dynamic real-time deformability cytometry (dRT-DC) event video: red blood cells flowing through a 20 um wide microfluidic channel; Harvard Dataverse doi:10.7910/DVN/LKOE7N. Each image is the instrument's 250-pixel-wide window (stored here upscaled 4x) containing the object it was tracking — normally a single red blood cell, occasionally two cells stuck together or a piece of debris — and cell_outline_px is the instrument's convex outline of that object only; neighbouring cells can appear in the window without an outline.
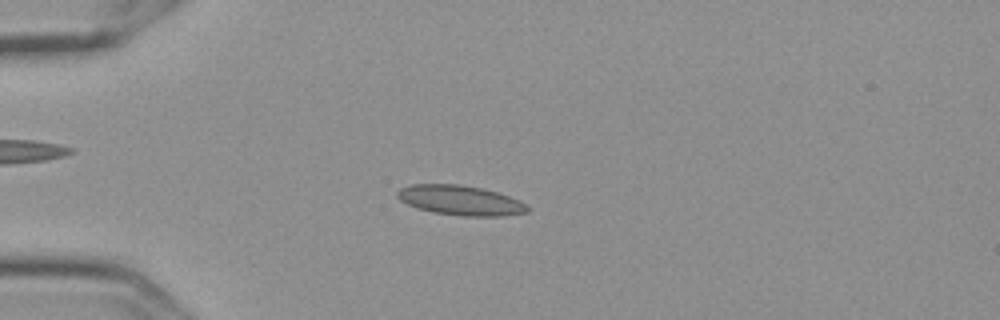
{"species": "Egyptian fruit bat (a non-hibernating species)", "species_latin": "Rousettus aegyptiacus", "temperature_condition": "cold", "stored_images_in_passage": 55, "camera_frame_rate_fps": 3000, "um_per_image_px": 0.085, "frame": {"image": 1, "passage_image": 14, "time_ms": 4.333, "image_size_px": [1000, 320], "cell_outline_px": [[528, 212], [500, 216], [464, 216], [432, 212], [416, 208], [400, 200], [396, 196], [396, 192], [400, 188], [412, 184], [460, 184], [480, 188], [496, 192], [520, 200], [528, 204]], "centroid_in_image_um": [39.11, 17.03], "position_along_channel_um": 45.9, "area_um2": 22.6}}
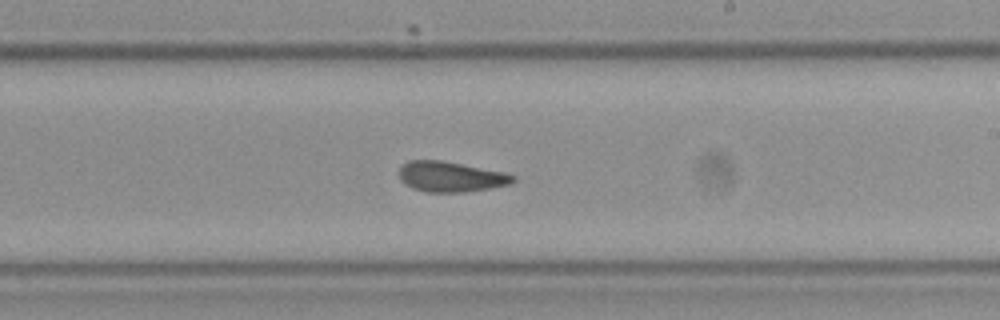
{"frame": {"image": 2, "passage_image": 33, "time_ms": 10.667, "image_size_px": [1000, 320], "cell_outline_px": [[516, 180], [512, 184], [464, 192], [424, 192], [412, 188], [400, 180], [400, 168], [408, 160], [444, 160], [504, 172], [516, 176]], "centroid_in_image_um": [38.33, 15.01], "position_along_channel_um": 250.7, "area_um2": 20.23}}
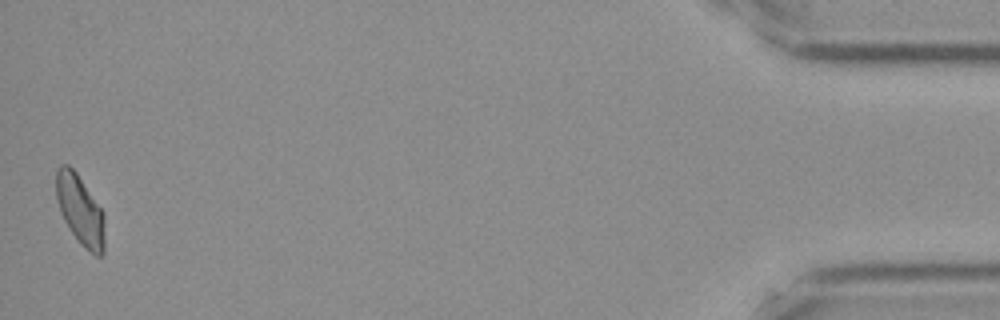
{"frame": {"image": 3, "passage_image": 55, "time_ms": 18.0, "image_size_px": [1000, 320], "cell_outline_px": [[104, 252], [100, 256], [96, 256], [84, 248], [80, 244], [64, 220], [60, 212], [56, 196], [56, 168], [60, 164], [68, 164], [76, 172], [100, 208], [104, 216]], "centroid_in_image_um": [6.8, 17.86], "position_along_channel_um": 428.4, "area_um2": 19.59}, "authors_computed_cell_mechanics": {"area_um2": 20.4612, "velocity_mm_per_s": 3.5951, "shape_relaxation_time_tau1_ms": null, "shape_relaxation_time_tau2_ms": 2.7772, "deformation_change_tau1": null, "deformation_change_tau2": 0.0635}}